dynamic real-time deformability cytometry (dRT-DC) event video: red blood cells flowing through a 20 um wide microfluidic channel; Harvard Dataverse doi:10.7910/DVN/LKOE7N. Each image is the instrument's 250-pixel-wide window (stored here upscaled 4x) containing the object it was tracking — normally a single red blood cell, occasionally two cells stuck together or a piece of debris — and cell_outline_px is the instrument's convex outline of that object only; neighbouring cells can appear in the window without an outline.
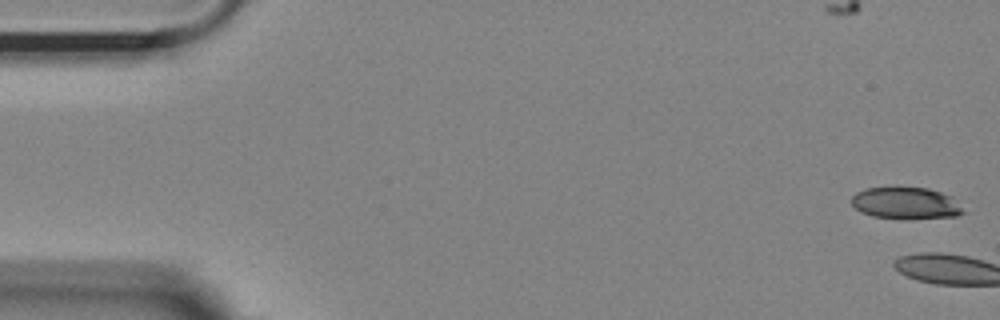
{"species": "Egyptian fruit bat (a non-hibernating species)", "species_latin": "Rousettus aegyptiacus", "temperature_condition": "room temperature", "stored_images_in_passage": 7, "camera_frame_rate_fps": 3000, "um_per_image_px": 0.085, "animal": {"sex": "female"}, "frame": {"image": 1, "passage_image": 1, "time_ms": 0.0, "image_size_px": [1000, 320], "cell_outline_px": [[964, 212], [956, 216], [908, 220], [872, 216], [860, 212], [852, 204], [852, 196], [856, 192], [864, 188], [896, 184], [928, 188], [952, 196]], "centroid_in_image_um": [76.94, 17.23], "position_along_channel_um": 8.1, "area_um2": 21.68}}